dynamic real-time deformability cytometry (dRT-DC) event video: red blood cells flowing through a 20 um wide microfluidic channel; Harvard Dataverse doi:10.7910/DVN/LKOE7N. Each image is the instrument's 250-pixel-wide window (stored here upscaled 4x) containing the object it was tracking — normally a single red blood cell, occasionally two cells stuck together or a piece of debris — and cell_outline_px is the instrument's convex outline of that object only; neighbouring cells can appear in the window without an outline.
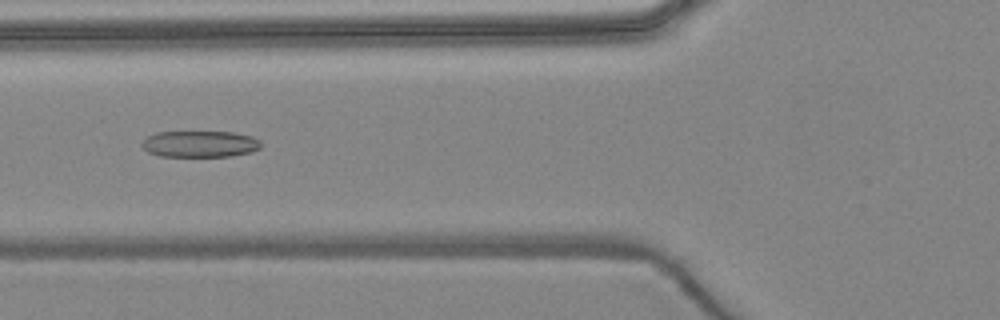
{"species": "common noctule bat (a hibernating species)", "species_latin": "Nyctalus noctula", "temperature_condition": "warm", "stored_images_in_passage": 3, "camera_frame_rate_fps": 3000, "um_per_image_px": 0.085, "animal": {"sex": "female", "body_mass_g": 24.6, "forearm_length_mm": 56.2}, "frame": {"image": 1, "passage_image": 3, "time_ms": 2.333, "image_size_px": [1000, 320], "cell_outline_px": [[260, 148], [252, 152], [232, 156], [160, 156], [148, 152], [140, 144], [148, 136], [156, 132], [232, 132], [252, 136], [260, 140]], "centroid_in_image_um": [17.01, 12.24], "position_along_channel_um": 108.8, "area_um2": 18.32}}